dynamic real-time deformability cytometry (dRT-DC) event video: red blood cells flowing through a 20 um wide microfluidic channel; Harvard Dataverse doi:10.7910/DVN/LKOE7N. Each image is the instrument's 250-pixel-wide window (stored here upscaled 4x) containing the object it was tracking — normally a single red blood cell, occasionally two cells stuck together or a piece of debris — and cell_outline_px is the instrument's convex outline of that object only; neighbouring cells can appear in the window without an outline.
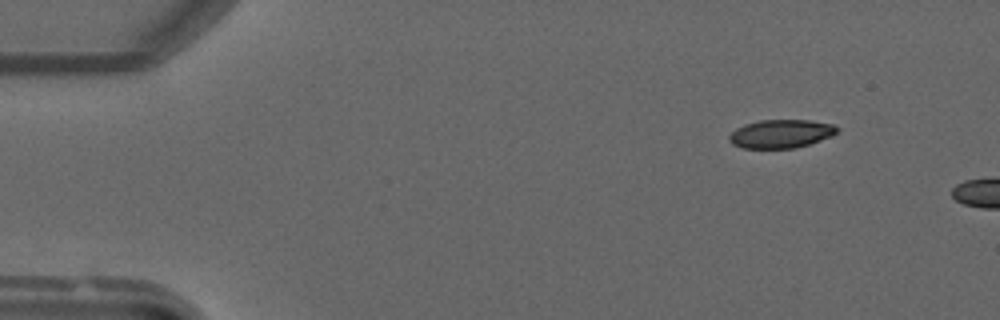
{"species": "common noctule bat (a hibernating species)", "species_latin": "Nyctalus noctula", "temperature_condition": "warm", "stored_images_in_passage": 7, "camera_frame_rate_fps": 3000, "um_per_image_px": 0.085, "animal": {"sex": "male", "forearm_length_mm": 52.5}, "frame": {"image": 1, "passage_image": 4, "time_ms": 1.0, "image_size_px": [1000, 320], "cell_outline_px": [[840, 128], [832, 136], [796, 148], [744, 148], [732, 144], [728, 140], [728, 136], [736, 128], [744, 124], [760, 120], [812, 120], [836, 124]], "centroid_in_image_um": [66.4, 11.36], "position_along_channel_um": 18.6, "area_um2": 18.03}}